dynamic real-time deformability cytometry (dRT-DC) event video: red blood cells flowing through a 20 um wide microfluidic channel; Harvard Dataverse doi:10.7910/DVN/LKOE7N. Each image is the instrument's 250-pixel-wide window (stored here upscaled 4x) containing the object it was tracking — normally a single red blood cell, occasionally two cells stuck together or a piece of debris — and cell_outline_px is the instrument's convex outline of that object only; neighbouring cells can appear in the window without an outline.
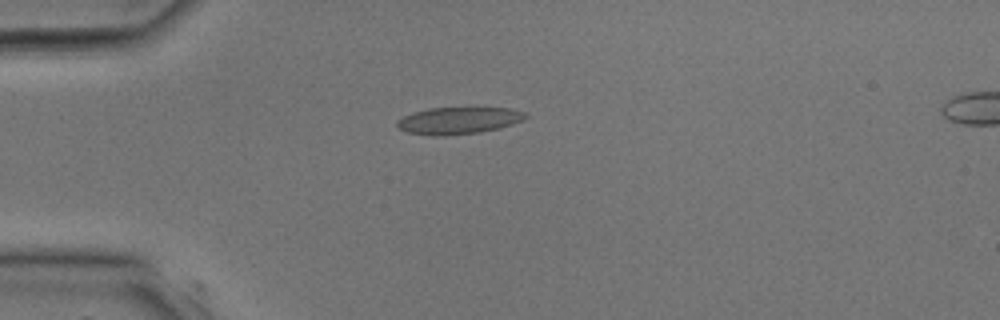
{"species": "common noctule bat (a hibernating species)", "species_latin": "Nyctalus noctula", "temperature_condition": "room temperature", "stored_images_in_passage": 12, "camera_frame_rate_fps": 3000, "um_per_image_px": 0.085, "animal": {"sex": "male", "body_mass_g": 17.9, "forearm_length_mm": 54.2}, "frame": {"image": 1, "passage_image": 1, "time_ms": 0.0, "image_size_px": [1000, 320], "cell_outline_px": [[524, 116], [520, 120], [496, 128], [476, 132], [408, 132], [400, 128], [396, 124], [404, 116], [416, 112], [432, 108], [504, 108], [520, 112]], "centroid_in_image_um": [38.95, 10.18], "position_along_channel_um": 46.1, "area_um2": 17.98}}
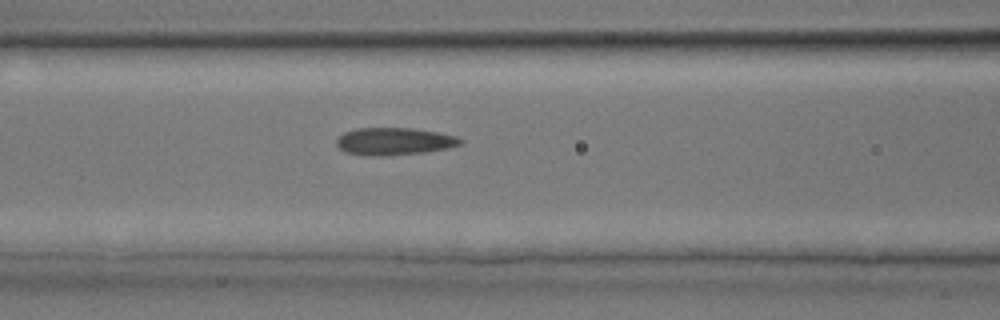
{"frame": {"image": 2, "passage_image": 6, "time_ms": 1.667, "image_size_px": [1000, 320], "cell_outline_px": [[460, 144], [444, 148], [420, 152], [348, 152], [340, 148], [336, 144], [336, 140], [344, 132], [360, 128], [408, 128], [432, 132], [452, 136], [460, 140]], "centroid_in_image_um": [33.46, 11.94], "position_along_channel_um": 133.1, "area_um2": 17.69}}